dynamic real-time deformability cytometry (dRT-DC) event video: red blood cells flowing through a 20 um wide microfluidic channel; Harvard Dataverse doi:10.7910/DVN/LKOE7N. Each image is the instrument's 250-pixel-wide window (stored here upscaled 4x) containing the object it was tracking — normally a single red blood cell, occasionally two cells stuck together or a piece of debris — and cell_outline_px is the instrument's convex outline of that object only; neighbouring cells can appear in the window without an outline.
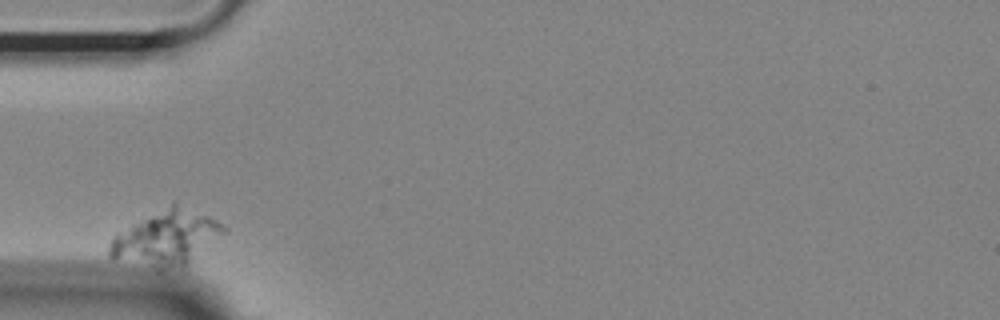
{"species": "Egyptian fruit bat (a non-hibernating species)", "species_latin": "Rousettus aegyptiacus", "temperature_condition": "room temperature", "stored_images_in_passage": 5, "camera_frame_rate_fps": 3000, "um_per_image_px": 0.085, "animal": {"sex": "female"}, "frame": {"image": 1, "passage_image": 1, "time_ms": 0.0, "image_size_px": [1000, 320], "cell_outline_px": [[228, 228], [224, 232], [184, 268], [156, 268], [108, 256], [108, 248], [112, 236], [116, 232], [172, 204], [176, 204], [208, 216], [216, 220]], "centroid_in_image_um": [14.12, 20.25], "position_along_channel_um": 70.9, "area_um2": 35.55}}